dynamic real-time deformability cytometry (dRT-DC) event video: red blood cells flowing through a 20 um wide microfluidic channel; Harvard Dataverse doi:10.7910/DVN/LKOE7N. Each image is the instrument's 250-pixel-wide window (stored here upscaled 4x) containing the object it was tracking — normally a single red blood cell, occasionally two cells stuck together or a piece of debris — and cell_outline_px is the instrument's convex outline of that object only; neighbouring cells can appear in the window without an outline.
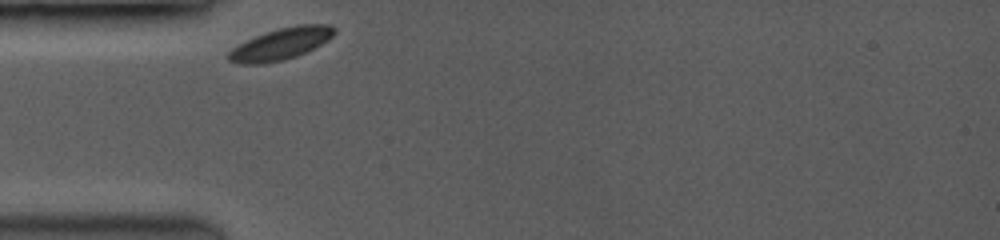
{"species": "common noctule bat (a hibernating species)", "species_latin": "Nyctalus noctula", "temperature_condition": "room temperature", "stored_images_in_passage": 15, "camera_frame_rate_fps": 3500, "um_per_image_px": 0.085, "animal": {"sex": "female", "body_mass_g": 19.0, "forearm_length_mm": 53.3}, "frame": {"image": 1, "passage_image": 1, "time_ms": 0.0, "image_size_px": [1000, 240], "cell_outline_px": [[336, 32], [328, 40], [296, 56], [284, 60], [264, 64], [240, 64], [228, 60], [228, 52], [232, 48], [256, 36], [280, 28], [300, 24], [328, 24], [336, 28]], "centroid_in_image_um": [23.88, 3.74], "position_along_channel_um": 61.1, "area_um2": 19.25}}
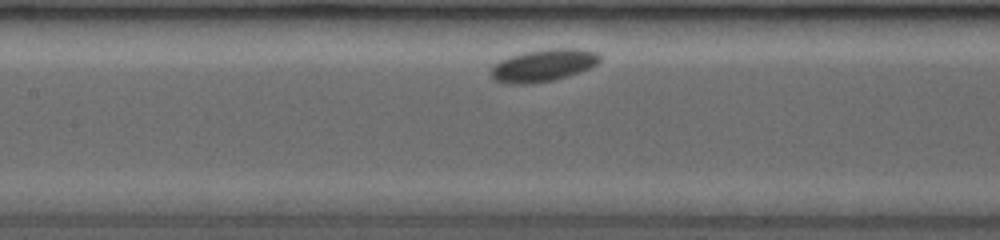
{"frame": {"image": 2, "passage_image": 11, "time_ms": 2.857, "image_size_px": [1000, 240], "cell_outline_px": [[600, 60], [596, 64], [580, 72], [568, 76], [552, 80], [532, 84], [508, 84], [496, 80], [488, 72], [500, 60], [508, 56], [540, 48], [580, 48], [600, 52]], "centroid_in_image_um": [46.19, 5.54], "position_along_channel_um": 161.2, "area_um2": 20.81}}
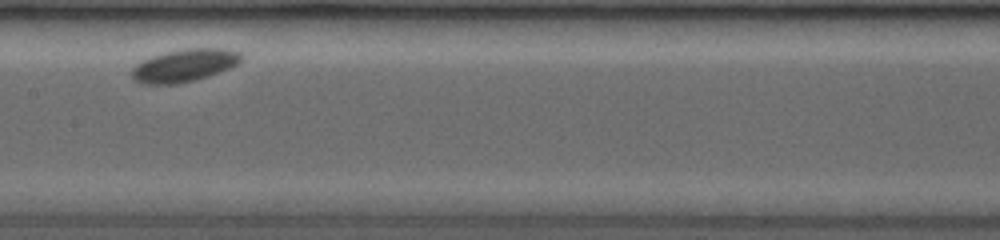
{"frame": {"image": 3, "passage_image": 13, "time_ms": 3.714, "image_size_px": [1000, 240], "cell_outline_px": [[244, 60], [240, 64], [220, 72], [196, 80], [176, 84], [140, 84], [132, 76], [132, 68], [140, 60], [164, 52], [188, 48], [228, 48], [240, 52], [244, 56]], "centroid_in_image_um": [15.73, 5.55], "position_along_channel_um": 191.7, "area_um2": 21.27}}